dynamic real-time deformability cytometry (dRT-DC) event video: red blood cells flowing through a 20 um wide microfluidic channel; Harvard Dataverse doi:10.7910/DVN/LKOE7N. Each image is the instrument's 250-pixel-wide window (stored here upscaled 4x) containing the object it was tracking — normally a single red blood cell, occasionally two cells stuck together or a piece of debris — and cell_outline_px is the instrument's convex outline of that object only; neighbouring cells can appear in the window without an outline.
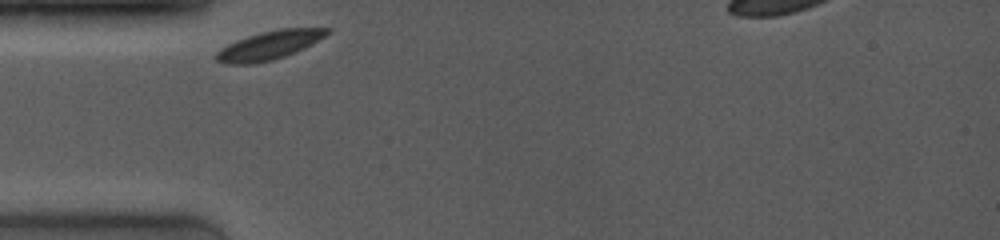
{"species": "common noctule bat (a hibernating species)", "species_latin": "Nyctalus noctula", "temperature_condition": "room temperature", "stored_images_in_passage": 3, "camera_frame_rate_fps": 4000, "um_per_image_px": 0.085, "animal": {"sex": "female", "body_mass_g": 19.0, "forearm_length_mm": 53.3}, "frame": {"image": 1, "passage_image": 1, "time_ms": 0.0, "image_size_px": [1000, 240], "cell_outline_px": [[332, 28], [324, 36], [304, 48], [296, 52], [272, 60], [252, 64], [224, 64], [216, 60], [216, 52], [220, 48], [236, 40], [260, 32], [280, 28]], "centroid_in_image_um": [22.84, 3.85], "position_along_channel_um": 62.2, "area_um2": 18.38}}
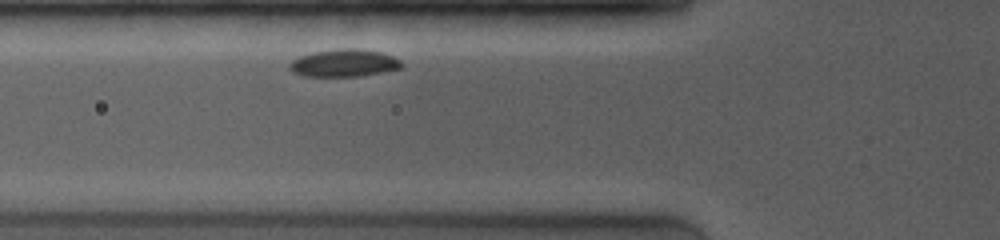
{"frame": {"image": 2, "passage_image": 3, "time_ms": 1.0, "image_size_px": [1000, 240], "cell_outline_px": [[404, 68], [384, 72], [360, 76], [304, 76], [292, 72], [288, 68], [288, 64], [292, 60], [300, 56], [312, 52], [344, 48], [356, 48], [380, 52], [392, 56], [400, 60], [404, 64]], "centroid_in_image_um": [29.26, 5.36], "position_along_channel_um": 96.5, "area_um2": 18.09}}